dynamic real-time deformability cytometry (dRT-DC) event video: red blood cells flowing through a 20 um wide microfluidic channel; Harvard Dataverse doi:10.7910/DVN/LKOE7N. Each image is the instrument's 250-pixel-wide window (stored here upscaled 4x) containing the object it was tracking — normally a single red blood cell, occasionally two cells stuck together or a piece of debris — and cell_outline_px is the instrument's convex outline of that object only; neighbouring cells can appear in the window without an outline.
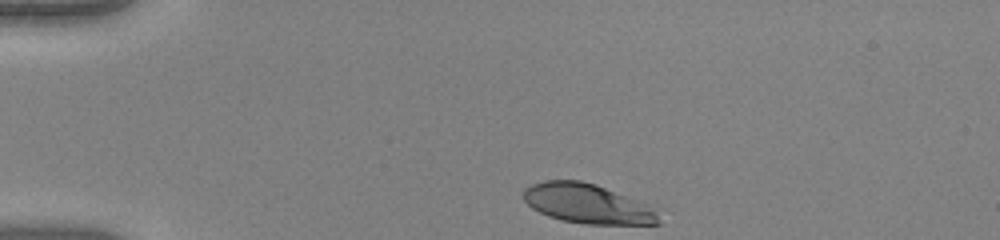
{"species": "human", "species_latin": "Homo sapiens", "temperature_condition": "warm", "stored_images_in_passage": 35, "camera_frame_rate_fps": 3000, "um_per_image_px": 0.085, "donor": {"sex": "female"}, "frame": {"image": 1, "passage_image": 1, "time_ms": 0.0, "image_size_px": [1000, 240], "cell_outline_px": [[660, 224], [584, 224], [560, 220], [548, 216], [532, 208], [524, 200], [524, 188], [532, 184], [544, 180], [580, 180], [596, 184], [644, 204], [652, 208], [656, 212], [660, 220]], "centroid_in_image_um": [49.87, 17.32], "position_along_channel_um": 35.1, "area_um2": 30.81}}
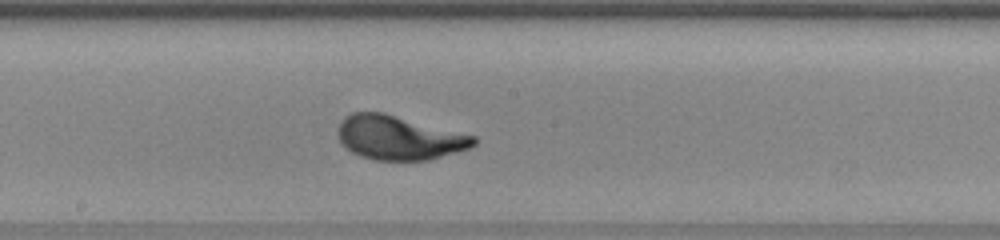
{"frame": {"image": 2, "passage_image": 19, "time_ms": 6.0, "image_size_px": [1000, 240], "cell_outline_px": [[476, 144], [472, 148], [428, 160], [372, 160], [360, 156], [352, 152], [340, 140], [340, 124], [352, 112], [384, 112], [476, 136]], "centroid_in_image_um": [33.98, 11.71], "position_along_channel_um": 214.2, "area_um2": 34.62}}
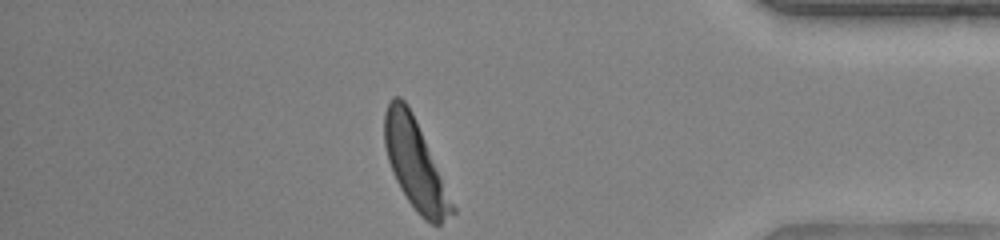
{"frame": {"image": 3, "passage_image": 35, "time_ms": 11.333, "image_size_px": [1000, 240], "cell_outline_px": [[456, 212], [440, 224], [432, 224], [424, 220], [416, 212], [400, 188], [392, 172], [388, 160], [384, 144], [384, 112], [388, 100], [392, 96], [400, 96], [408, 104], [412, 112], [456, 208]], "centroid_in_image_um": [35.26, 13.95], "position_along_channel_um": 399.9, "area_um2": 34.97}, "authors_computed_cell_mechanics": {"area_um2": 34.5644, "velocity_mm_per_s": 4.0064, "shape_relaxation_time_tau1_ms": 1.9864, "shape_relaxation_time_tau2_ms": null, "deformation_change_tau1": 0.1828, "deformation_change_tau2": null}}